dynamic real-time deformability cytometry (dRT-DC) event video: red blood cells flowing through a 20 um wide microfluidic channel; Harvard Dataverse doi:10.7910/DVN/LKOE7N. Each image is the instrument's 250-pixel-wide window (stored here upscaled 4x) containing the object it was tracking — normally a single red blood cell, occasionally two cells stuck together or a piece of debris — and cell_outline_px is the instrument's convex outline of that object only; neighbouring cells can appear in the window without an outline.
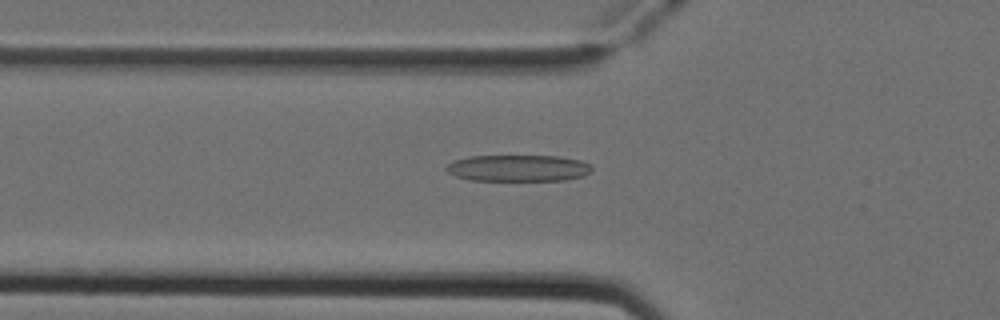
{"species": "Egyptian fruit bat (a non-hibernating species)", "species_latin": "Rousettus aegyptiacus", "temperature_condition": "cold", "stored_images_in_passage": 51, "camera_frame_rate_fps": 3000, "um_per_image_px": 0.085, "animal": {"sex": "female"}, "frame": {"image": 1, "passage_image": 18, "time_ms": 5.667, "image_size_px": [1000, 320], "cell_outline_px": [[592, 172], [584, 176], [564, 180], [472, 180], [456, 176], [448, 172], [444, 168], [448, 164], [456, 160], [472, 156], [560, 156], [580, 160], [588, 164], [592, 168]], "centroid_in_image_um": [44.08, 14.29], "position_along_channel_um": 81.7, "area_um2": 22.37}}
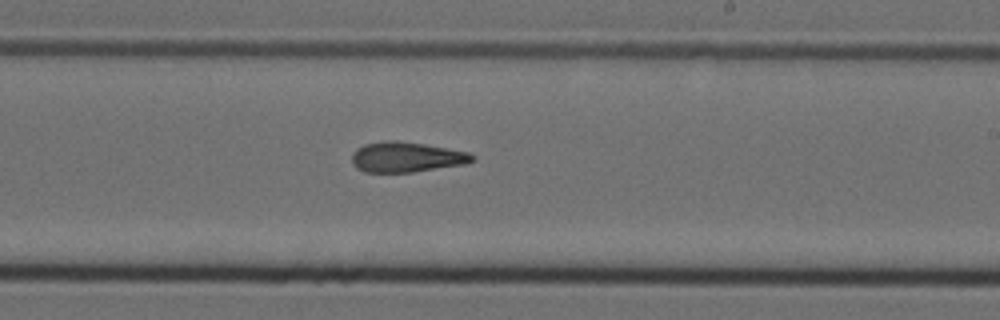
{"frame": {"image": 2, "passage_image": 31, "time_ms": 10.0, "image_size_px": [1000, 320], "cell_outline_px": [[476, 160], [468, 164], [412, 172], [364, 172], [356, 168], [352, 164], [352, 152], [356, 148], [364, 144], [384, 140], [396, 140], [424, 144], [468, 152], [476, 156]], "centroid_in_image_um": [34.54, 13.35], "position_along_channel_um": 254.5, "area_um2": 21.5}}
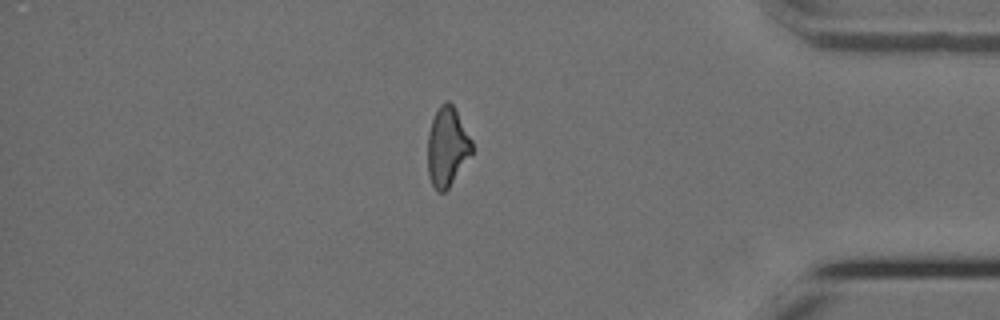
{"frame": {"image": 3, "passage_image": 44, "time_ms": 14.333, "image_size_px": [1000, 320], "cell_outline_px": [[472, 152], [448, 188], [444, 192], [440, 192], [432, 184], [428, 172], [428, 132], [432, 120], [440, 104], [444, 100], [448, 100], [452, 104], [472, 140]], "centroid_in_image_um": [38.0, 12.44], "position_along_channel_um": 397.2, "area_um2": 20.0}, "authors_computed_cell_mechanics": {"area_um2": 21.7906, "velocity_mm_per_s": 3.957, "shape_relaxation_time_tau1_ms": 10.0969, "shape_relaxation_time_tau2_ms": 4.6913, "deformation_change_tau1": 0.2431, "deformation_change_tau2": 0.1697}}